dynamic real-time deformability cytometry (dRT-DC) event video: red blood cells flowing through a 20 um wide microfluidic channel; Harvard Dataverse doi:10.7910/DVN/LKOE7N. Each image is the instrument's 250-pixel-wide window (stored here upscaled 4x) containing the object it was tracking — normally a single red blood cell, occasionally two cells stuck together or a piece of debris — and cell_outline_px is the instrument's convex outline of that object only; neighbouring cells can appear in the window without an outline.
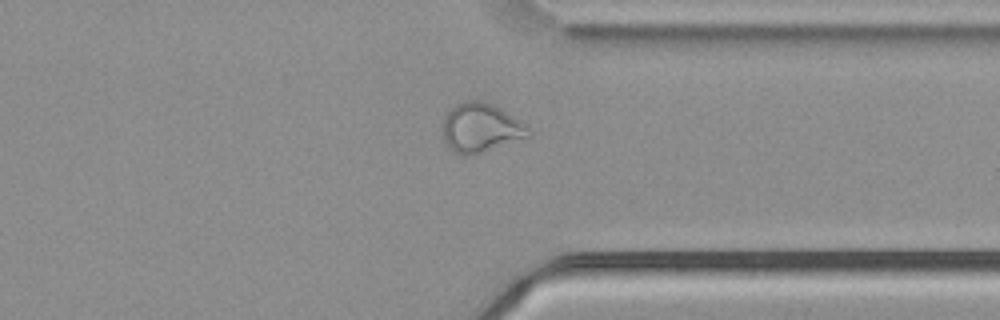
{"species": "common noctule bat (a hibernating species)", "species_latin": "Nyctalus noctula", "temperature_condition": "cold", "stored_images_in_passage": 53, "camera_frame_rate_fps": 3000, "um_per_image_px": 0.085, "animal": {"sex": "male", "body_mass_g": 21.5, "forearm_length_mm": 52.0}, "frame": {"image": 1, "passage_image": 41, "time_ms": 13.333, "image_size_px": [1000, 320], "cell_outline_px": [[532, 136], [480, 152], [464, 156], [456, 152], [444, 140], [444, 116], [456, 104], [464, 100], [484, 100], [500, 108], [520, 120], [532, 132]], "centroid_in_image_um": [40.89, 10.83], "position_along_channel_um": 370.5, "area_um2": 24.16}}
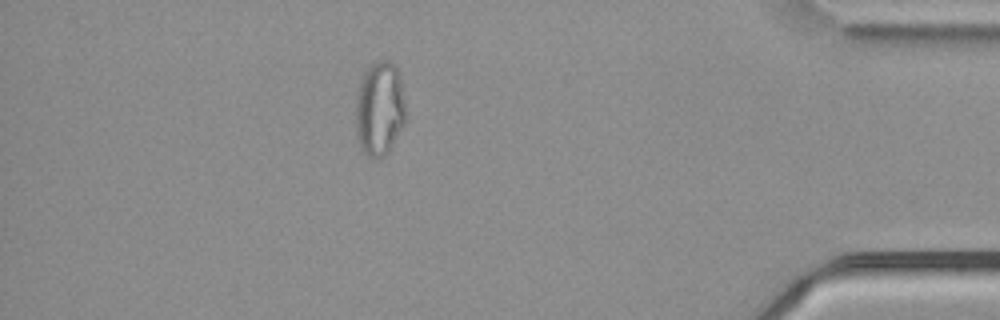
{"frame": {"image": 2, "passage_image": 47, "time_ms": 15.333, "image_size_px": [1000, 320], "cell_outline_px": [[404, 124], [388, 152], [384, 156], [376, 160], [368, 156], [360, 148], [356, 136], [356, 96], [364, 72], [376, 60], [388, 60], [396, 64], [400, 72], [404, 104]], "centroid_in_image_um": [32.25, 9.23], "position_along_channel_um": 402.9, "area_um2": 27.69}, "authors_computed_cell_mechanics": {"area_um2": 26.9348, "velocity_mm_per_s": 3.7449, "shape_relaxation_time_tau1_ms": null, "shape_relaxation_time_tau2_ms": 1.7725, "deformation_change_tau1": null, "deformation_change_tau2": 0.0797}}